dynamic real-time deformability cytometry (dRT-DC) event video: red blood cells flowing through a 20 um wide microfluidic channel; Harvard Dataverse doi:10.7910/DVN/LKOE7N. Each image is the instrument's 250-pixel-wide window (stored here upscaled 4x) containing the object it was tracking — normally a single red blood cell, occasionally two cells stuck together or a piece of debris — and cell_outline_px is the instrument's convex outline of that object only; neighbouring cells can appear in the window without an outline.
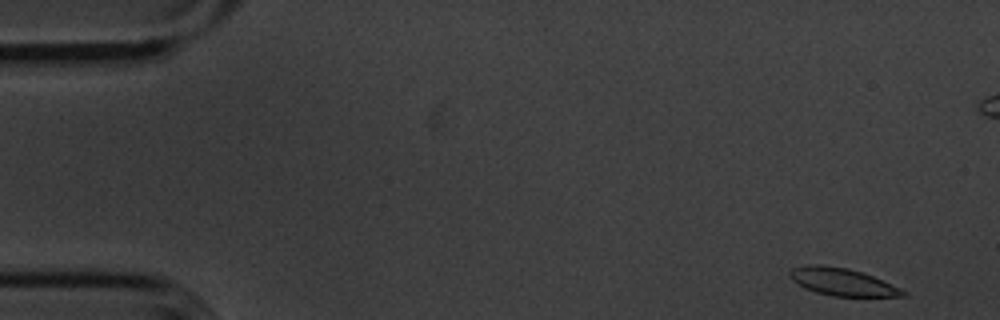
{"species": "common noctule bat (a hibernating species)", "species_latin": "Nyctalus noctula", "temperature_condition": "cold", "stored_images_in_passage": 54, "camera_frame_rate_fps": 3000, "um_per_image_px": 0.085, "animal": {"sex": "male", "body_mass_g": 20.1, "forearm_length_mm": 53.5}, "frame": {"image": 1, "passage_image": 1, "time_ms": 0.0, "image_size_px": [1000, 320], "cell_outline_px": [[908, 296], [832, 296], [816, 292], [804, 288], [796, 284], [788, 276], [788, 272], [792, 268], [808, 264], [820, 264], [848, 268], [872, 276], [900, 288], [908, 292]], "centroid_in_image_um": [71.54, 23.95], "position_along_channel_um": 13.5, "area_um2": 18.15}}
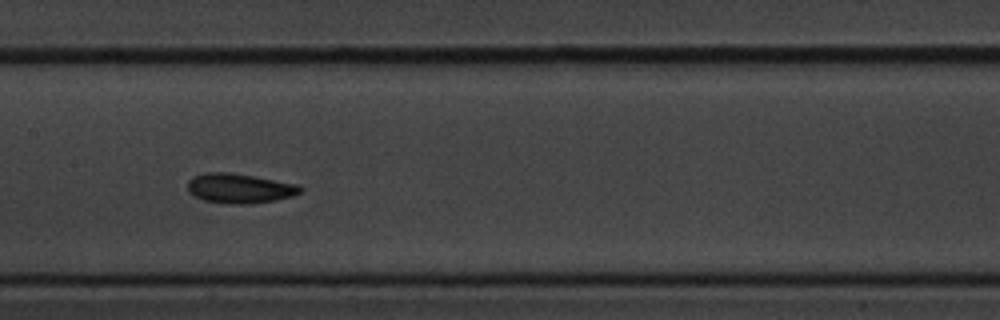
{"frame": {"image": 2, "passage_image": 25, "time_ms": 8.0, "image_size_px": [1000, 320], "cell_outline_px": [[304, 188], [300, 192], [292, 196], [276, 200], [248, 204], [224, 204], [204, 200], [188, 192], [188, 180], [192, 176], [204, 172], [228, 172], [300, 184]], "centroid_in_image_um": [20.36, 16.01], "position_along_channel_um": 187.0, "area_um2": 19.65}}
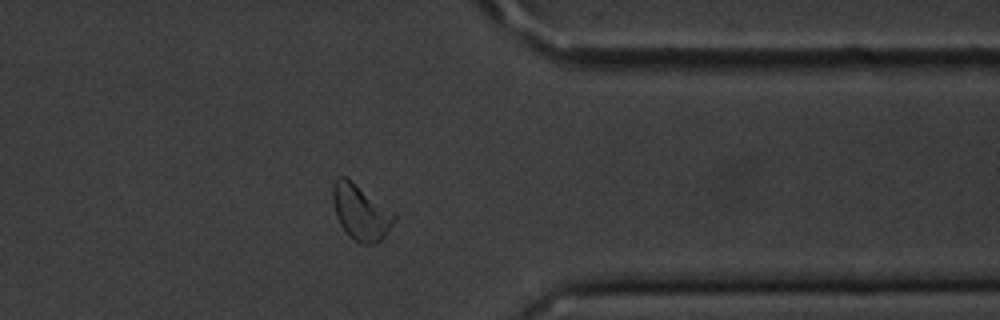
{"frame": {"image": 3, "passage_image": 42, "time_ms": 13.667, "image_size_px": [1000, 320], "cell_outline_px": [[396, 220], [384, 236], [376, 244], [360, 244], [348, 236], [340, 224], [336, 216], [332, 200], [332, 184], [340, 176], [344, 176], [396, 212]], "centroid_in_image_um": [30.67, 18.06], "position_along_channel_um": 380.7, "area_um2": 19.94}, "authors_computed_cell_mechanics": {"area_um2": 18.9584, "velocity_mm_per_s": 3.5792, "shape_relaxation_time_tau1_ms": 2.3527, "shape_relaxation_time_tau2_ms": 5.3572, "deformation_change_tau1": 0.0945, "deformation_change_tau2": 0.1065}}